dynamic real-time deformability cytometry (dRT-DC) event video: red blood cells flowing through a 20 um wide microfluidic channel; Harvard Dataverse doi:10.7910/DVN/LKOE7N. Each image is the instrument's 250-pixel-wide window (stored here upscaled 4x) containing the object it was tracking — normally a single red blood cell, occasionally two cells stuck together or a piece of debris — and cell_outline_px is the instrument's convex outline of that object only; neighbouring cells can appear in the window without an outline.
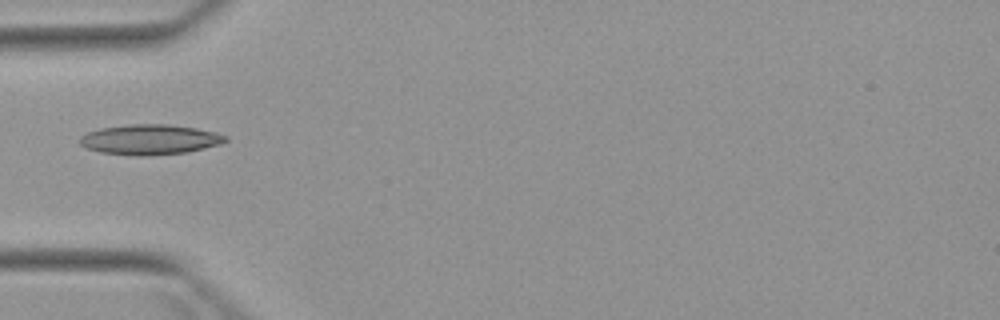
{"species": "Egyptian fruit bat (a non-hibernating species)", "species_latin": "Rousettus aegyptiacus", "temperature_condition": "warm", "stored_images_in_passage": 2, "camera_frame_rate_fps": 3000, "um_per_image_px": 0.085, "animal": {"sex": "female"}, "frame": {"image": 1, "passage_image": 1, "time_ms": 0.0, "image_size_px": [1000, 320], "cell_outline_px": [[228, 140], [220, 144], [188, 152], [148, 156], [136, 156], [100, 152], [88, 148], [80, 144], [80, 136], [88, 132], [100, 128], [128, 124], [168, 124], [196, 128], [228, 136]], "centroid_in_image_um": [12.73, 11.86], "position_along_channel_um": 72.3, "area_um2": 25.61}}
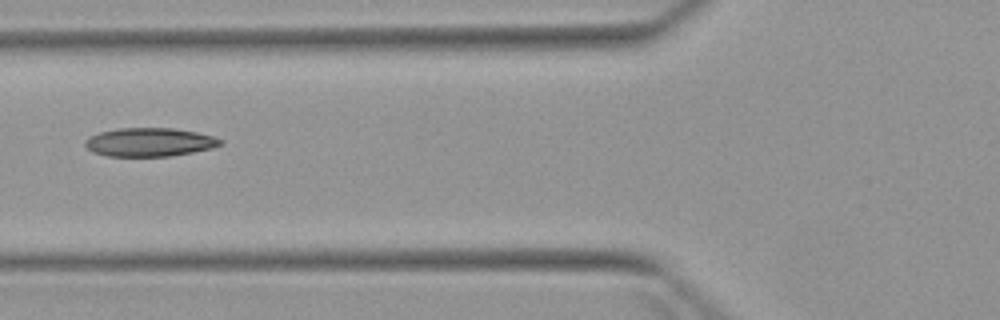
{"frame": {"image": 2, "passage_image": 2, "time_ms": 1.0, "image_size_px": [1000, 320], "cell_outline_px": [[224, 144], [212, 148], [192, 152], [168, 156], [108, 156], [92, 152], [84, 144], [84, 140], [100, 132], [116, 128], [172, 128], [196, 132], [212, 136], [224, 140]], "centroid_in_image_um": [12.72, 12.08], "position_along_channel_um": 113.1, "area_um2": 22.48}}